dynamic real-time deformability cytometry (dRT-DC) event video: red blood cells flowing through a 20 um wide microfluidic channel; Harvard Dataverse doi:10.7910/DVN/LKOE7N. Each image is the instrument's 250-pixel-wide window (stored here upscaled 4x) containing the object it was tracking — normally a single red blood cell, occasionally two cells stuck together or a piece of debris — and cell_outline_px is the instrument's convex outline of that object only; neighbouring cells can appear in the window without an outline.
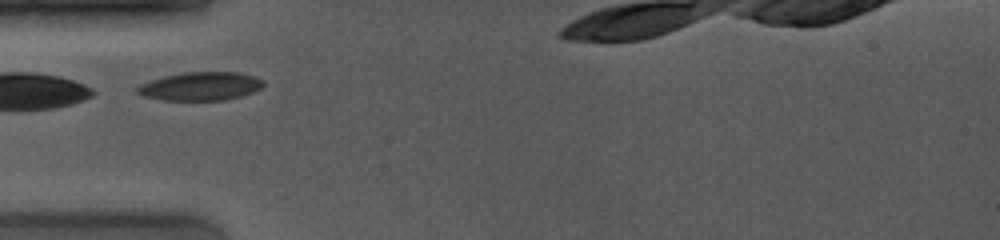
{"species": "common noctule bat (a hibernating species)", "species_latin": "Nyctalus noctula", "temperature_condition": "room temperature", "stored_images_in_passage": 52, "camera_frame_rate_fps": 4000, "um_per_image_px": 0.085, "animal": {"sex": "female", "body_mass_g": 19.0, "forearm_length_mm": 53.3}, "frame": {"image": 1, "passage_image": 1, "time_ms": 0.0, "image_size_px": [1000, 240], "cell_outline_px": [[264, 84], [260, 88], [252, 92], [240, 96], [224, 100], [164, 100], [144, 96], [136, 92], [136, 88], [140, 84], [164, 76], [184, 72], [236, 72], [252, 76], [264, 80]], "centroid_in_image_um": [17.03, 7.33], "position_along_channel_um": 68.0, "area_um2": 20.69}, "authors_computed_cell_mechanics": {"area_um2": 21.2126, "velocity_mm_per_s": 3.9663, "shape_relaxation_time_tau1_ms": 4.2316, "shape_relaxation_time_tau2_ms": null, "deformation_change_tau1": 0.1219, "deformation_change_tau2": null}}